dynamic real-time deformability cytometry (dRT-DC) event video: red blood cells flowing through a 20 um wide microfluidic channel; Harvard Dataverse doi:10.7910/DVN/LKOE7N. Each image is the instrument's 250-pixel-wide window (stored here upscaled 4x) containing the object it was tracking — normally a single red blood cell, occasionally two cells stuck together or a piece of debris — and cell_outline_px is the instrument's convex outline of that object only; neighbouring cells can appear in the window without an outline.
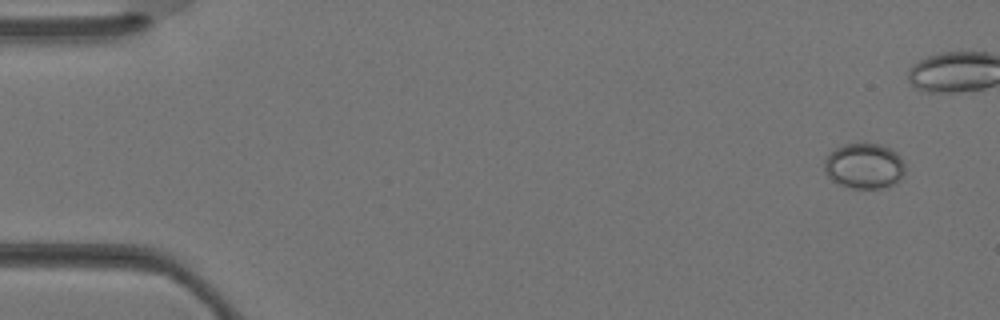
{"species": "Egyptian fruit bat (a non-hibernating species)", "species_latin": "Rousettus aegyptiacus", "temperature_condition": "warm", "stored_images_in_passage": 4, "camera_frame_rate_fps": 3000, "um_per_image_px": 0.085, "animal": {"sex": "female"}, "frame": {"image": 1, "passage_image": 1, "time_ms": 0.0, "image_size_px": [1000, 320], "cell_outline_px": [[904, 172], [900, 180], [896, 184], [880, 188], [852, 188], [836, 184], [824, 172], [824, 160], [836, 148], [844, 144], [864, 140], [880, 144], [896, 152], [900, 156], [904, 164]], "centroid_in_image_um": [73.45, 14.08], "position_along_channel_um": 11.5, "area_um2": 21.91}}